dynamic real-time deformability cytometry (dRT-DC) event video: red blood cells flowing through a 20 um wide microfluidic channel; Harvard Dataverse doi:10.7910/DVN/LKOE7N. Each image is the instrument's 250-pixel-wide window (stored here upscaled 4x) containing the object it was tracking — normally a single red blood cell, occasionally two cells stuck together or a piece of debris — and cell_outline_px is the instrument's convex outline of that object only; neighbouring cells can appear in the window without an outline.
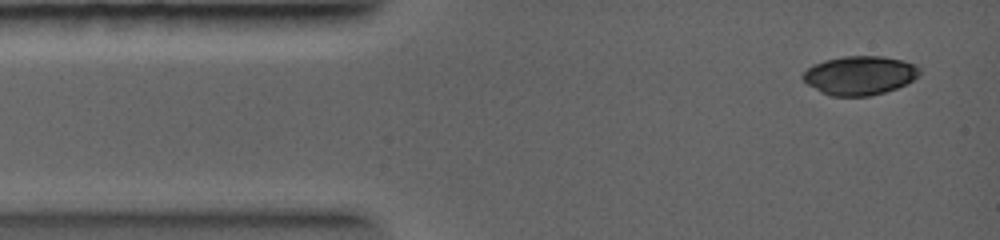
{"species": "common noctule bat (a hibernating species)", "species_latin": "Nyctalus noctula", "temperature_condition": "warm", "stored_images_in_passage": 2, "camera_frame_rate_fps": 5000, "um_per_image_px": 0.085, "animal": {"sex": "female", "body_mass_g": 19.0, "forearm_length_mm": 56.7}, "frame": {"image": 1, "passage_image": 1, "time_ms": 0.0, "image_size_px": [1000, 240], "cell_outline_px": [[920, 76], [896, 88], [884, 92], [868, 96], [832, 96], [820, 92], [808, 84], [800, 76], [812, 64], [824, 60], [844, 56], [884, 56], [904, 60], [916, 64], [920, 68]], "centroid_in_image_um": [73.08, 6.39], "position_along_channel_um": 11.9, "area_um2": 26.59}}